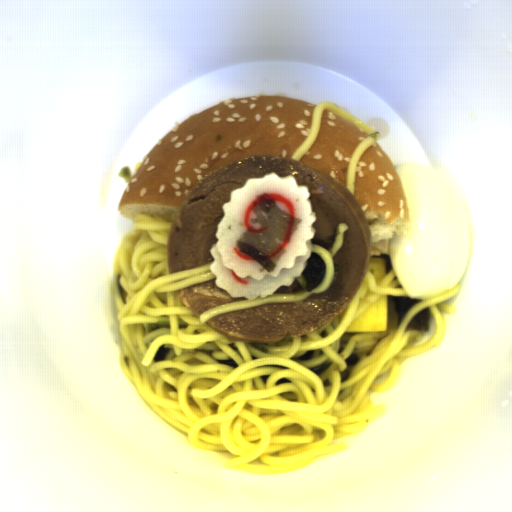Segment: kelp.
<instances>
[{
  "label": "kelp",
  "instance_id": "kelp-1",
  "mask_svg": "<svg viewBox=\"0 0 512 512\" xmlns=\"http://www.w3.org/2000/svg\"><path fill=\"white\" fill-rule=\"evenodd\" d=\"M251 210L254 217H250V226L236 243L240 253L272 273L287 252L281 242L291 244L303 221L282 210L266 192L257 194Z\"/></svg>",
  "mask_w": 512,
  "mask_h": 512
},
{
  "label": "kelp",
  "instance_id": "kelp-4",
  "mask_svg": "<svg viewBox=\"0 0 512 512\" xmlns=\"http://www.w3.org/2000/svg\"><path fill=\"white\" fill-rule=\"evenodd\" d=\"M431 312L429 308H425L421 312H419L412 321L406 327V331L410 330H419V331H430L429 322H430Z\"/></svg>",
  "mask_w": 512,
  "mask_h": 512
},
{
  "label": "kelp",
  "instance_id": "kelp-6",
  "mask_svg": "<svg viewBox=\"0 0 512 512\" xmlns=\"http://www.w3.org/2000/svg\"><path fill=\"white\" fill-rule=\"evenodd\" d=\"M346 366H352L356 365L360 359L359 356L354 352L351 355H349L345 360Z\"/></svg>",
  "mask_w": 512,
  "mask_h": 512
},
{
  "label": "kelp",
  "instance_id": "kelp-2",
  "mask_svg": "<svg viewBox=\"0 0 512 512\" xmlns=\"http://www.w3.org/2000/svg\"><path fill=\"white\" fill-rule=\"evenodd\" d=\"M326 272V264L321 256L311 252L302 274V283L292 290V295L304 296L313 292L321 284Z\"/></svg>",
  "mask_w": 512,
  "mask_h": 512
},
{
  "label": "kelp",
  "instance_id": "kelp-3",
  "mask_svg": "<svg viewBox=\"0 0 512 512\" xmlns=\"http://www.w3.org/2000/svg\"><path fill=\"white\" fill-rule=\"evenodd\" d=\"M396 307V311L398 313V327L403 319V317L407 314V312L414 307L416 304L424 301L419 298H410L406 296H395L393 299Z\"/></svg>",
  "mask_w": 512,
  "mask_h": 512
},
{
  "label": "kelp",
  "instance_id": "kelp-5",
  "mask_svg": "<svg viewBox=\"0 0 512 512\" xmlns=\"http://www.w3.org/2000/svg\"><path fill=\"white\" fill-rule=\"evenodd\" d=\"M171 349V348H170ZM170 349H165L164 344L160 346L153 357V362H161L168 355Z\"/></svg>",
  "mask_w": 512,
  "mask_h": 512
}]
</instances>
